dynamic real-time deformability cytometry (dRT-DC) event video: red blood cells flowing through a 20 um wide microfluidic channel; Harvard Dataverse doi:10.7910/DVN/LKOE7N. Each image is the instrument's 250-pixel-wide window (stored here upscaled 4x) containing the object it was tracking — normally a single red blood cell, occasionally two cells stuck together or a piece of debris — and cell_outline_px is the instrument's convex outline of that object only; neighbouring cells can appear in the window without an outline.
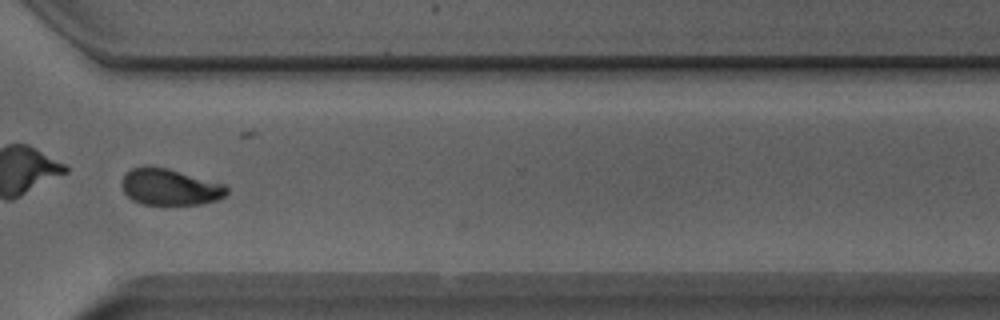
{"species": "Egyptian fruit bat (a non-hibernating species)", "species_latin": "Rousettus aegyptiacus", "temperature_condition": "room temperature", "stored_images_in_passage": 28, "camera_frame_rate_fps": 3000, "um_per_image_px": 0.085, "animal": {"sex": "male"}, "frame": {"image": 1, "passage_image": 24, "time_ms": 7.667, "image_size_px": [1000, 320], "cell_outline_px": [[228, 192], [224, 196], [216, 200], [200, 204], [140, 204], [132, 200], [124, 192], [120, 184], [120, 180], [132, 168], [144, 164], [148, 164], [168, 168], [224, 184], [228, 188]], "centroid_in_image_um": [14.39, 15.87], "position_along_channel_um": 356.2, "area_um2": 22.48}}